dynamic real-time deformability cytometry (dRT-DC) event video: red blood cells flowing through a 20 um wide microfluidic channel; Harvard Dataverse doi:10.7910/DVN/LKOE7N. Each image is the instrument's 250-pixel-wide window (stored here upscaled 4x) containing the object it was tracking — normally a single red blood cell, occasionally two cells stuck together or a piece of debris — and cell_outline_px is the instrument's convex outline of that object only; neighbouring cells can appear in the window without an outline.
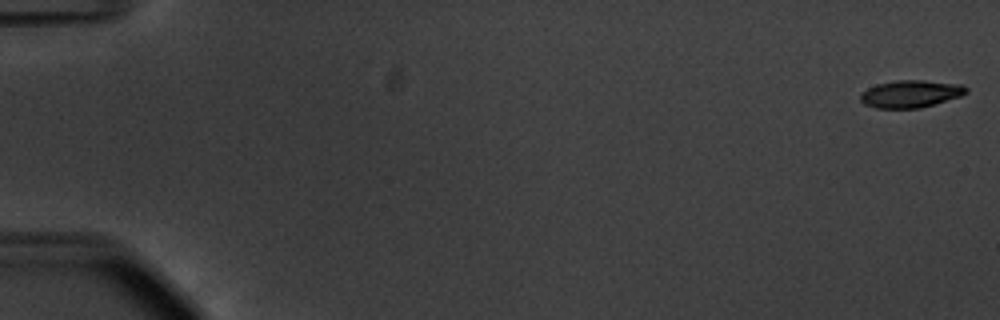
{"species": "common noctule bat (a hibernating species)", "species_latin": "Nyctalus noctula", "temperature_condition": "warm", "stored_images_in_passage": 55, "camera_frame_rate_fps": 3000, "um_per_image_px": 0.085, "animal": {"sex": "male", "body_mass_g": 20.1, "forearm_length_mm": 53.5}, "frame": {"image": 1, "passage_image": 1, "time_ms": 0.0, "image_size_px": [1000, 320], "cell_outline_px": [[968, 92], [960, 96], [920, 108], [876, 108], [864, 104], [860, 100], [860, 92], [876, 84], [896, 80], [920, 80], [960, 84], [968, 88]], "centroid_in_image_um": [77.37, 7.97], "position_along_channel_um": 7.6, "area_um2": 16.82}}
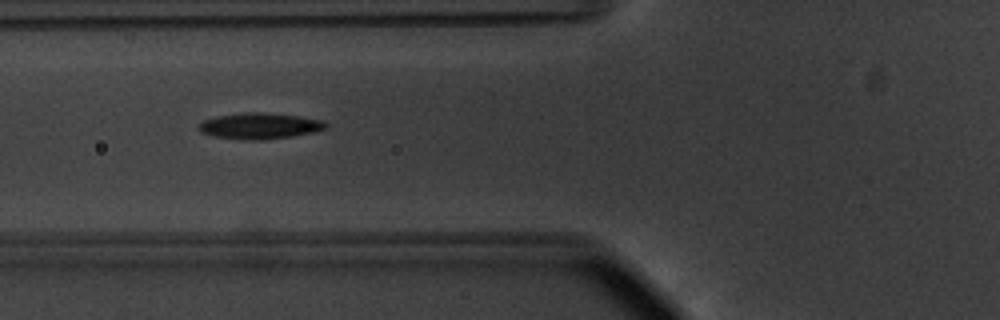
{"frame": {"image": 2, "passage_image": 22, "time_ms": 7.0, "image_size_px": [1000, 320], "cell_outline_px": [[328, 124], [324, 128], [312, 132], [292, 136], [260, 140], [248, 140], [216, 136], [200, 132], [196, 128], [204, 120], [216, 116], [240, 112], [260, 112], [296, 116], [324, 120]], "centroid_in_image_um": [22.04, 10.69], "position_along_channel_um": 103.8, "area_um2": 19.07}}
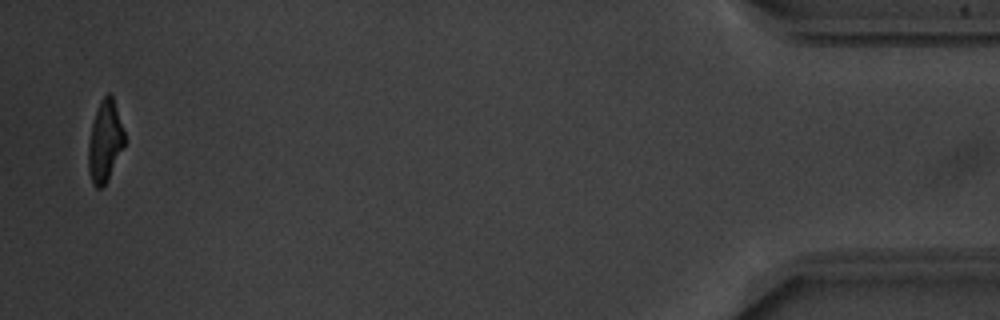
{"frame": {"image": 3, "passage_image": 54, "time_ms": 17.667, "image_size_px": [1000, 320], "cell_outline_px": [[124, 144], [108, 180], [100, 188], [96, 188], [92, 184], [88, 172], [88, 144], [92, 124], [100, 100], [108, 92], [112, 96], [124, 132]], "centroid_in_image_um": [8.89, 12.05], "position_along_channel_um": 426.3, "area_um2": 16.82}, "authors_computed_cell_mechanics": {"area_um2": 18.1492, "velocity_mm_per_s": 3.7565, "shape_relaxation_time_tau1_ms": 3.4136, "shape_relaxation_time_tau2_ms": 3.3476, "deformation_change_tau1": 0.1623, "deformation_change_tau2": 0.1187}}